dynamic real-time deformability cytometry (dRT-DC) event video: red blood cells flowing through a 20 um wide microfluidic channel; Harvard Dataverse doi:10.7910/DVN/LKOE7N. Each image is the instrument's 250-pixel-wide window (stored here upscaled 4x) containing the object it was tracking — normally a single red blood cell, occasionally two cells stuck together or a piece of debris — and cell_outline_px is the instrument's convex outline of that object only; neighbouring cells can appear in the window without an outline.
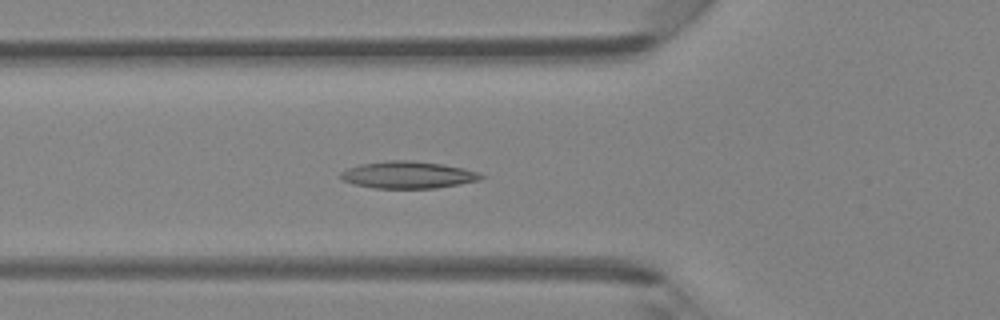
{"species": "Egyptian fruit bat (a non-hibernating species)", "species_latin": "Rousettus aegyptiacus", "temperature_condition": "room temperature", "stored_images_in_passage": 32, "camera_frame_rate_fps": 3000, "um_per_image_px": 0.085, "animal": {"sex": "female"}, "frame": {"image": 1, "passage_image": 2, "time_ms": 0.333, "image_size_px": [1000, 320], "cell_outline_px": [[484, 176], [480, 180], [460, 184], [436, 188], [372, 188], [352, 184], [340, 180], [340, 172], [348, 168], [360, 164], [388, 160], [412, 160], [444, 164], [464, 168], [480, 172]], "centroid_in_image_um": [34.67, 14.86], "position_along_channel_um": 91.1, "area_um2": 22.43}}
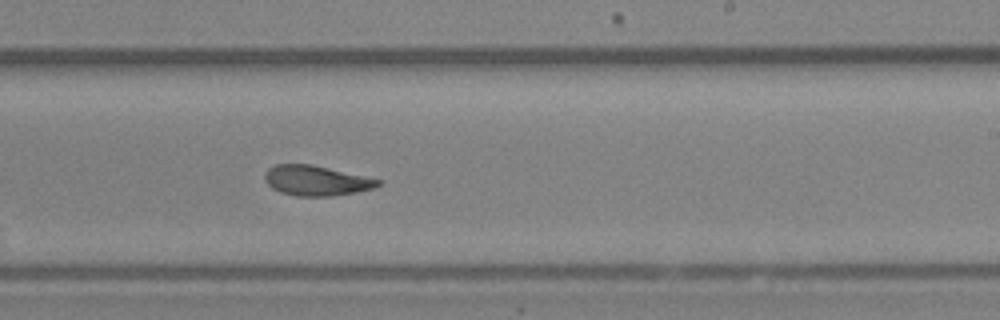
{"frame": {"image": 2, "passage_image": 14, "time_ms": 4.333, "image_size_px": [1000, 320], "cell_outline_px": [[384, 180], [380, 184], [372, 188], [356, 192], [332, 196], [296, 196], [280, 192], [272, 188], [264, 180], [264, 176], [268, 168], [276, 164], [312, 164]], "centroid_in_image_um": [26.88, 15.34], "position_along_channel_um": 262.1, "area_um2": 19.94}}
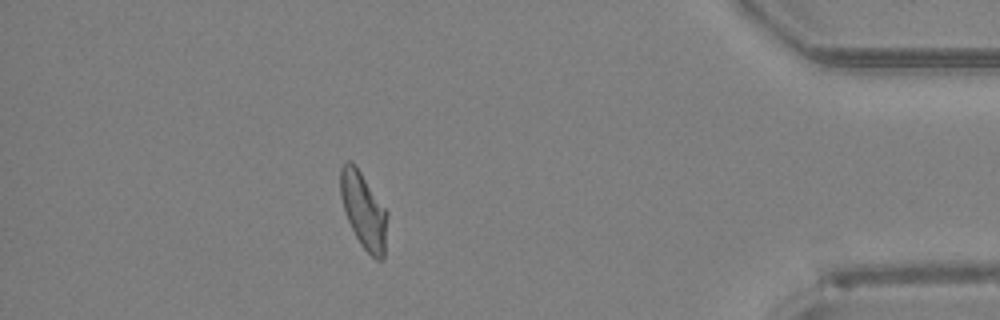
{"frame": {"image": 3, "passage_image": 27, "time_ms": 8.667, "image_size_px": [1000, 320], "cell_outline_px": [[388, 216], [384, 260], [376, 260], [360, 244], [348, 220], [340, 196], [340, 168], [344, 160], [352, 160], [356, 164], [388, 212]], "centroid_in_image_um": [30.91, 17.85], "position_along_channel_um": 404.3, "area_um2": 21.04}}